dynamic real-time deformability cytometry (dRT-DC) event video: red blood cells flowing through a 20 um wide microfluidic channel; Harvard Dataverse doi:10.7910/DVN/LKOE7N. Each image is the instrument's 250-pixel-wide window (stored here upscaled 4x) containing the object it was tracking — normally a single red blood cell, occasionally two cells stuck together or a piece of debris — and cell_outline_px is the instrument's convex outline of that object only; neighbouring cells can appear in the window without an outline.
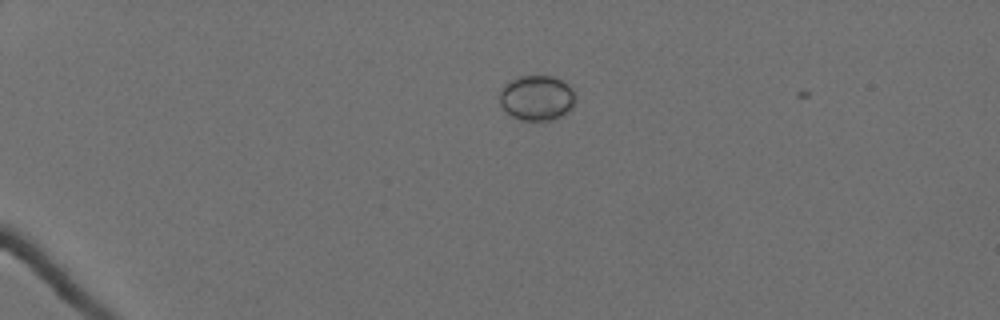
{"species": "Egyptian fruit bat (a non-hibernating species)", "species_latin": "Rousettus aegyptiacus", "temperature_condition": "cold", "stored_images_in_passage": 4, "camera_frame_rate_fps": 3000, "um_per_image_px": 0.085, "animal": {"sex": "female"}, "frame": {"image": 1, "passage_image": 1, "time_ms": 0.0, "image_size_px": [1000, 320], "cell_outline_px": [[576, 96], [572, 108], [568, 112], [556, 120], [520, 120], [512, 116], [500, 104], [500, 92], [504, 84], [520, 76], [552, 76], [568, 84], [572, 88]], "centroid_in_image_um": [45.66, 8.33], "position_along_channel_um": 39.3, "area_um2": 20.0}}